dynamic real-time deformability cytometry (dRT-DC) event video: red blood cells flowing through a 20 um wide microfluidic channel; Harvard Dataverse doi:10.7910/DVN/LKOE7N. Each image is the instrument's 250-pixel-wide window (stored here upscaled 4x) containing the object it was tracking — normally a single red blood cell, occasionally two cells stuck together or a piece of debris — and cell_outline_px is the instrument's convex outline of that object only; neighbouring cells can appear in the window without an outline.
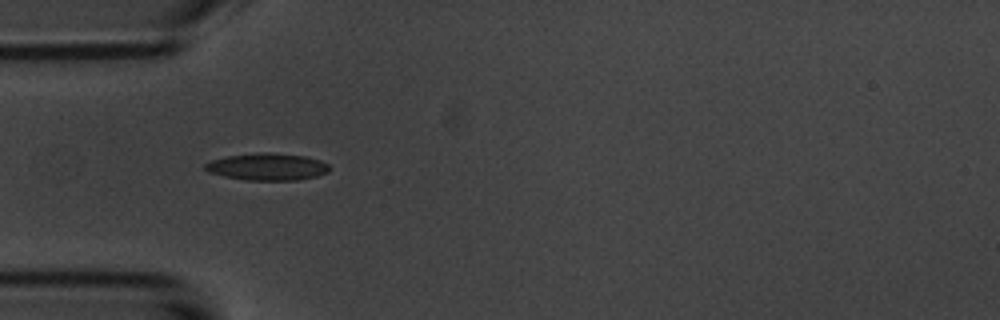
{"species": "common noctule bat (a hibernating species)", "species_latin": "Nyctalus noctula", "temperature_condition": "room temperature", "stored_images_in_passage": 10, "camera_frame_rate_fps": 3000, "um_per_image_px": 0.085, "animal": {"sex": "male", "body_mass_g": 20.1, "forearm_length_mm": 53.5}, "frame": {"image": 1, "passage_image": 4, "time_ms": 3.333, "image_size_px": [1000, 320], "cell_outline_px": [[328, 172], [316, 176], [296, 180], [244, 180], [224, 176], [208, 172], [204, 168], [204, 164], [212, 160], [228, 156], [260, 152], [272, 152], [304, 156], [320, 160], [328, 164]], "centroid_in_image_um": [22.7, 14.17], "position_along_channel_um": 62.3, "area_um2": 19.54}}
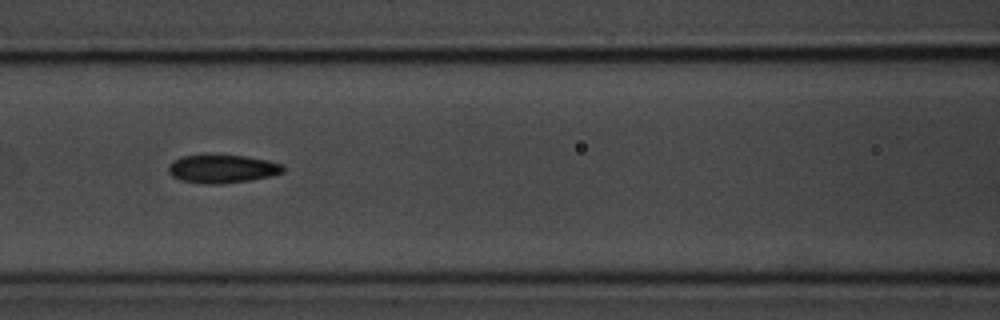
{"frame": {"image": 2, "passage_image": 6, "time_ms": 5.667, "image_size_px": [1000, 320], "cell_outline_px": [[284, 172], [268, 176], [248, 180], [224, 184], [204, 184], [180, 180], [172, 176], [168, 172], [168, 164], [172, 160], [180, 156], [244, 156], [268, 160], [280, 164], [284, 168]], "centroid_in_image_um": [18.83, 14.36], "position_along_channel_um": 147.8, "area_um2": 18.67}}
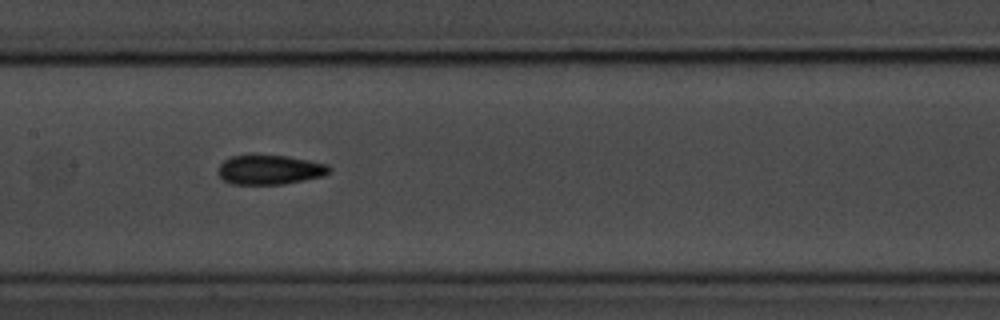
{"frame": {"image": 3, "passage_image": 7, "time_ms": 6.667, "image_size_px": [1000, 320], "cell_outline_px": [[332, 168], [324, 176], [284, 184], [232, 184], [224, 180], [216, 172], [220, 164], [224, 160], [232, 156], [288, 156], [328, 164]], "centroid_in_image_um": [22.94, 14.44], "position_along_channel_um": 184.5, "area_um2": 18.96}}